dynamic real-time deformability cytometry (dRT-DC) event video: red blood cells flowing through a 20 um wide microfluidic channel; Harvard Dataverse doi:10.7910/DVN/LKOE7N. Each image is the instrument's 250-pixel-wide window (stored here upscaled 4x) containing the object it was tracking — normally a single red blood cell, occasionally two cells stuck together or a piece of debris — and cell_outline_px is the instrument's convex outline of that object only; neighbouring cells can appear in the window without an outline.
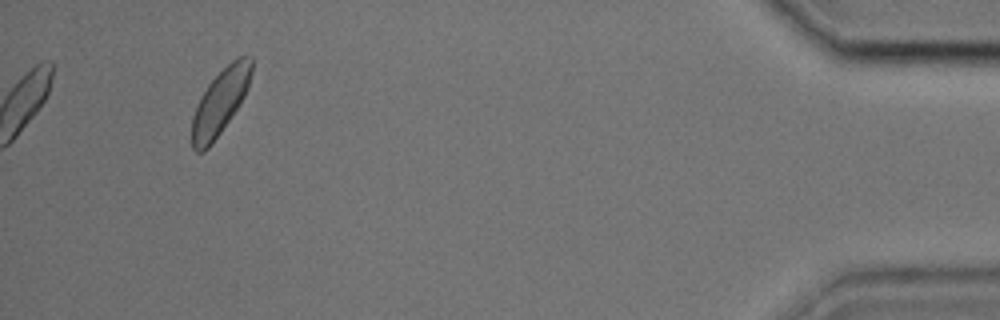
{"species": "common noctule bat (a hibernating species)", "species_latin": "Nyctalus noctula", "temperature_condition": "cold", "stored_images_in_passage": 39, "camera_frame_rate_fps": 3000, "um_per_image_px": 0.085, "animal": {"sex": "male", "body_mass_g": 17.9, "forearm_length_mm": 54.2}, "frame": {"image": 1, "passage_image": 39, "time_ms": 12.667, "image_size_px": [1000, 320], "cell_outline_px": [[252, 72], [248, 88], [244, 96], [212, 144], [204, 152], [196, 152], [192, 148], [192, 116], [208, 84], [236, 56], [252, 56]], "centroid_in_image_um": [18.72, 8.66], "position_along_channel_um": 416.5, "area_um2": 22.2}}